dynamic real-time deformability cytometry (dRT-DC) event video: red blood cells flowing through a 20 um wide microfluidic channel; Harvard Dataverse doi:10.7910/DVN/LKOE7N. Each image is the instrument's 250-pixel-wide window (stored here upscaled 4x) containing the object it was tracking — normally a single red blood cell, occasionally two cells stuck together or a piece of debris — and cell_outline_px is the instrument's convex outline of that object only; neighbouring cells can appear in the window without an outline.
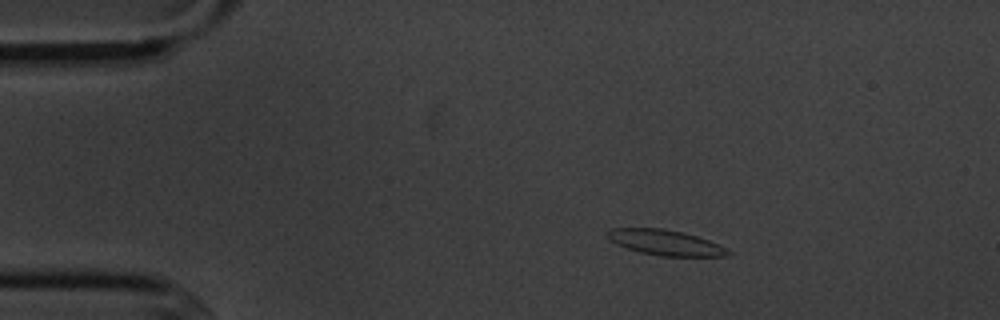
{"species": "common noctule bat (a hibernating species)", "species_latin": "Nyctalus noctula", "temperature_condition": "cold", "stored_images_in_passage": 13, "camera_frame_rate_fps": 3000, "um_per_image_px": 0.085, "animal": {"sex": "male", "body_mass_g": 20.1, "forearm_length_mm": 53.5}, "frame": {"image": 1, "passage_image": 1, "time_ms": 0.0, "image_size_px": [1000, 320], "cell_outline_px": [[732, 256], [660, 256], [640, 252], [616, 244], [608, 236], [608, 232], [612, 228], [664, 228], [684, 232], [708, 240], [732, 252]], "centroid_in_image_um": [56.58, 20.62], "position_along_channel_um": 28.4, "area_um2": 17.63}}
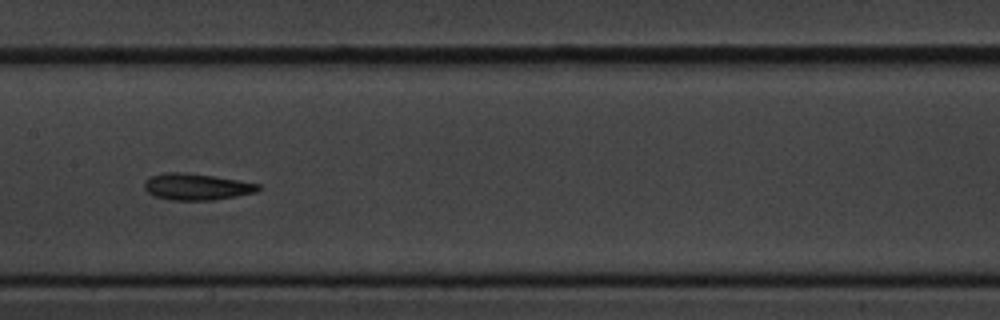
{"frame": {"image": 2, "passage_image": 6, "time_ms": 6.0, "image_size_px": [1000, 320], "cell_outline_px": [[260, 188], [256, 192], [216, 200], [172, 200], [152, 196], [144, 188], [144, 180], [148, 176], [164, 172], [184, 172], [216, 176], [240, 180], [260, 184]], "centroid_in_image_um": [16.67, 15.86], "position_along_channel_um": 190.7, "area_um2": 17.92}}
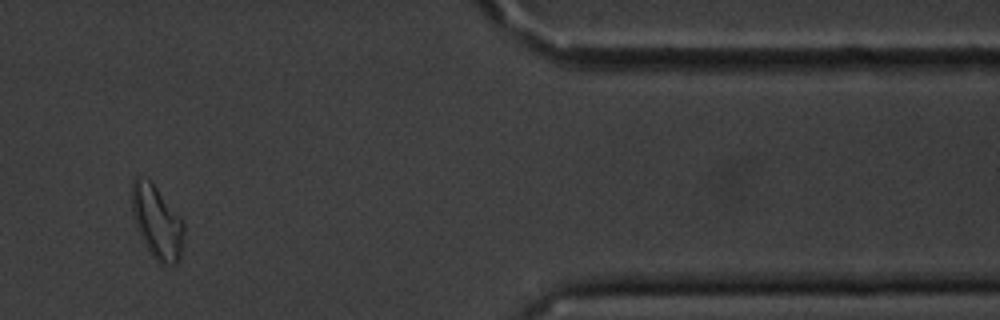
{"frame": {"image": 3, "passage_image": 11, "time_ms": 12.667, "image_size_px": [1000, 320], "cell_outline_px": [[184, 232], [180, 256], [176, 264], [160, 264], [152, 256], [140, 236], [132, 212], [132, 180], [136, 176], [140, 176], [148, 180], [156, 188], [184, 224]], "centroid_in_image_um": [13.32, 18.9], "position_along_channel_um": 398.1, "area_um2": 21.56}, "authors_computed_cell_mechanics": {"area_um2": 17.629, "velocity_mm_per_s": 3.6264, "shape_relaxation_time_tau1_ms": 2.8292, "shape_relaxation_time_tau2_ms": 4.0568, "deformation_change_tau1": 0.0895, "deformation_change_tau2": 0.0925}}